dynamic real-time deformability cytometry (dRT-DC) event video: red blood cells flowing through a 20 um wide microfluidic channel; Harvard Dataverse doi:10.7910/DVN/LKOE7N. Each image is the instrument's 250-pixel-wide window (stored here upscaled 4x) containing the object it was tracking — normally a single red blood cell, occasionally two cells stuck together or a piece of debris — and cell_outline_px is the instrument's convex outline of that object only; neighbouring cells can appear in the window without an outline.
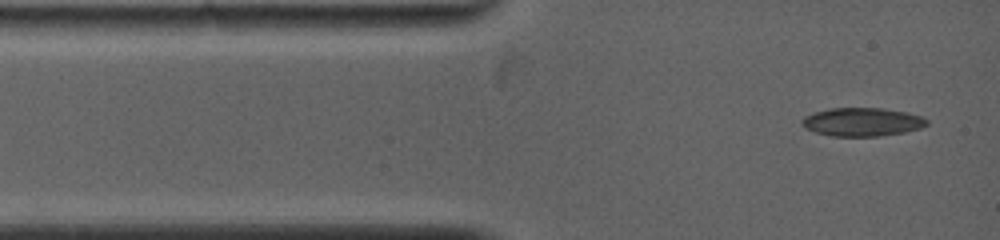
{"species": "common noctule bat (a hibernating species)", "species_latin": "Nyctalus noctula", "temperature_condition": "warm", "stored_images_in_passage": 25, "camera_frame_rate_fps": 5000, "um_per_image_px": 0.085, "animal": {"sex": "female", "body_mass_g": 19.0, "forearm_length_mm": 53.3}, "frame": {"image": 1, "passage_image": 1, "time_ms": 0.0, "image_size_px": [1000, 240], "cell_outline_px": [[928, 124], [920, 128], [904, 132], [880, 136], [832, 136], [816, 132], [804, 128], [800, 124], [800, 120], [804, 116], [828, 108], [880, 108], [908, 112], [920, 116], [928, 120]], "centroid_in_image_um": [73.26, 10.36], "position_along_channel_um": 11.7, "area_um2": 20.75}}
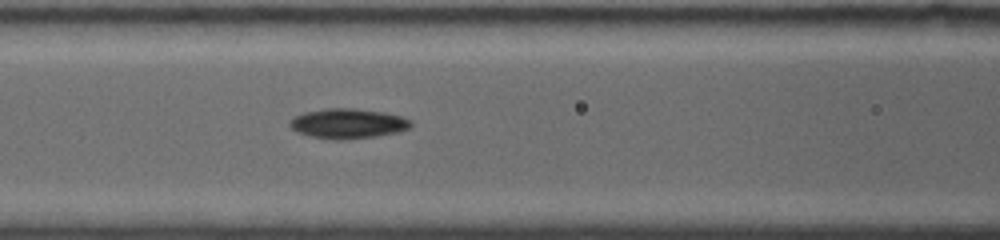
{"frame": {"image": 2, "passage_image": 15, "time_ms": 4.0, "image_size_px": [1000, 240], "cell_outline_px": [[412, 124], [408, 128], [400, 132], [376, 136], [344, 140], [336, 140], [308, 136], [296, 132], [288, 124], [288, 120], [292, 116], [304, 112], [324, 108], [352, 108], [384, 112], [400, 116], [412, 120]], "centroid_in_image_um": [29.52, 10.5], "position_along_channel_um": 137.1, "area_um2": 21.44}}
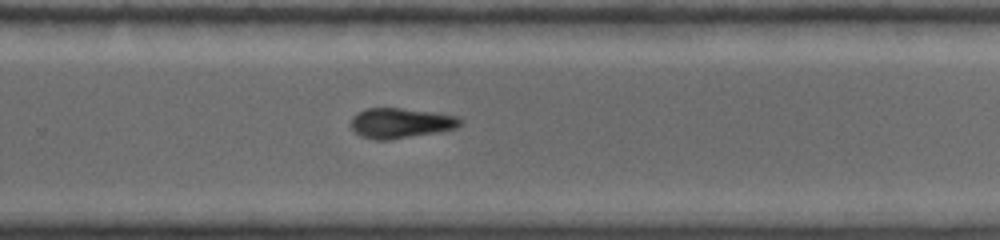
{"frame": {"image": 3, "passage_image": 25, "time_ms": 8.0, "image_size_px": [1000, 240], "cell_outline_px": [[464, 120], [456, 128], [440, 132], [388, 140], [376, 140], [360, 136], [352, 128], [352, 116], [356, 112], [368, 108], [400, 108], [432, 112], [460, 116]], "centroid_in_image_um": [34.08, 10.46], "position_along_channel_um": 295.7, "area_um2": 19.31}}